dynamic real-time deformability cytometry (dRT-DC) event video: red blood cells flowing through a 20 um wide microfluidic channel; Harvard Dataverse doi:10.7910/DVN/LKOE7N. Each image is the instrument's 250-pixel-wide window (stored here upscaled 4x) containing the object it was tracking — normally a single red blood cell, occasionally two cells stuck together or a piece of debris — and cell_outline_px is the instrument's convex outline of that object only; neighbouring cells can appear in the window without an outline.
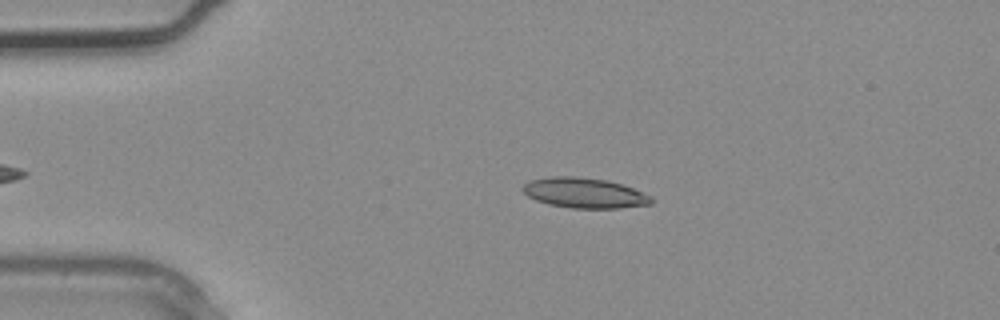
{"species": "common noctule bat (a hibernating species)", "species_latin": "Nyctalus noctula", "temperature_condition": "warm", "stored_images_in_passage": 4, "camera_frame_rate_fps": 3000, "um_per_image_px": 0.085, "animal": {"sex": "male", "body_mass_g": 20.4}, "frame": {"image": 1, "passage_image": 4, "time_ms": 1.0, "image_size_px": [1000, 320], "cell_outline_px": [[652, 204], [620, 208], [572, 208], [548, 204], [536, 200], [528, 196], [520, 188], [528, 180], [552, 176], [576, 176], [608, 180], [632, 188], [652, 196]], "centroid_in_image_um": [49.65, 16.39], "position_along_channel_um": 35.4, "area_um2": 22.72}}